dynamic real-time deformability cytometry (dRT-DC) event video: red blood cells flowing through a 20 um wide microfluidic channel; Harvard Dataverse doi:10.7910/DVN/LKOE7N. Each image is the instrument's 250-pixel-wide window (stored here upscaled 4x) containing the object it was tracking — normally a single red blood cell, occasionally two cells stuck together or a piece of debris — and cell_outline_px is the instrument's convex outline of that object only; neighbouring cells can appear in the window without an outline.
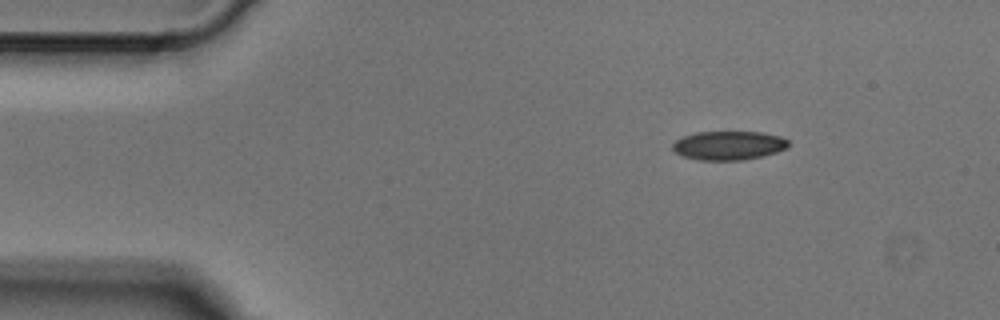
{"species": "Egyptian fruit bat (a non-hibernating species)", "species_latin": "Rousettus aegyptiacus", "temperature_condition": "cold", "stored_images_in_passage": 3, "camera_frame_rate_fps": 3000, "um_per_image_px": 0.085, "animal": {"sex": "male"}, "frame": {"image": 1, "passage_image": 1, "time_ms": 0.0, "image_size_px": [1000, 320], "cell_outline_px": [[788, 144], [784, 148], [776, 152], [744, 160], [696, 160], [680, 156], [672, 148], [672, 144], [676, 140], [684, 136], [696, 132], [760, 132], [780, 136], [788, 140]], "centroid_in_image_um": [61.88, 12.37], "position_along_channel_um": 23.1, "area_um2": 19.42}}
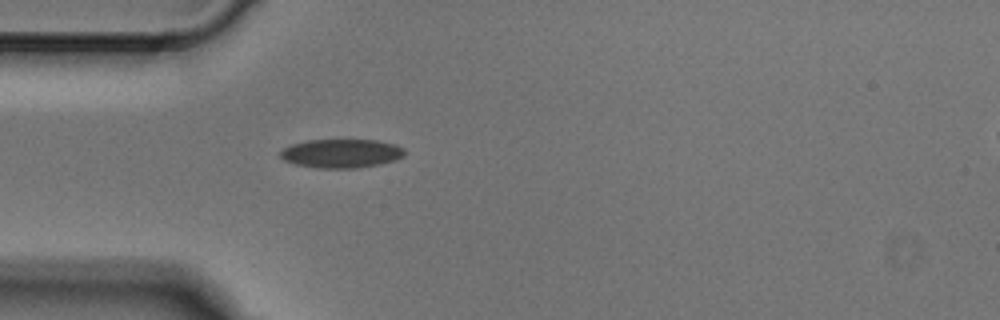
{"frame": {"image": 2, "passage_image": 3, "time_ms": 0.667, "image_size_px": [1000, 320], "cell_outline_px": [[404, 156], [396, 160], [380, 164], [356, 168], [316, 168], [296, 164], [284, 160], [280, 156], [280, 152], [284, 148], [292, 144], [308, 140], [376, 140], [396, 144], [404, 148]], "centroid_in_image_um": [29.04, 13.04], "position_along_channel_um": 56.0, "area_um2": 20.87}}